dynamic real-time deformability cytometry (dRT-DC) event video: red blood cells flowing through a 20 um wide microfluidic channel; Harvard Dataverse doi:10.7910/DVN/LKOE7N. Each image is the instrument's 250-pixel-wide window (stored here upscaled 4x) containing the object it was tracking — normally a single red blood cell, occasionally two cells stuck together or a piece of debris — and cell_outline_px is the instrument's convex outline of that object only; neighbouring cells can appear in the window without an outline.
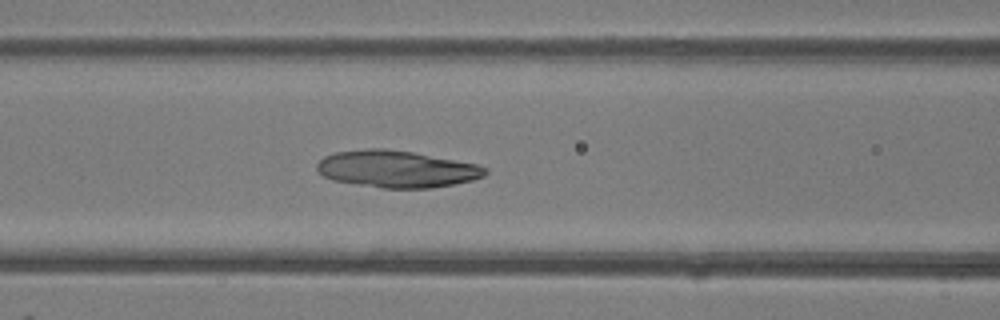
{"species": "common noctule bat (a hibernating species)", "species_latin": "Nyctalus noctula", "temperature_condition": "room temperature", "stored_images_in_passage": 39, "camera_frame_rate_fps": 3000, "um_per_image_px": 0.085, "animal": {"sex": "female"}, "frame": {"image": 1, "passage_image": 10, "time_ms": 3.0, "image_size_px": [1000, 320], "cell_outline_px": [[488, 172], [484, 176], [472, 180], [452, 184], [428, 188], [380, 188], [332, 180], [324, 176], [316, 168], [316, 164], [324, 156], [336, 152], [364, 148], [384, 148], [412, 152], [476, 164], [488, 168]], "centroid_in_image_um": [33.69, 14.36], "position_along_channel_um": 132.9, "area_um2": 36.13}}
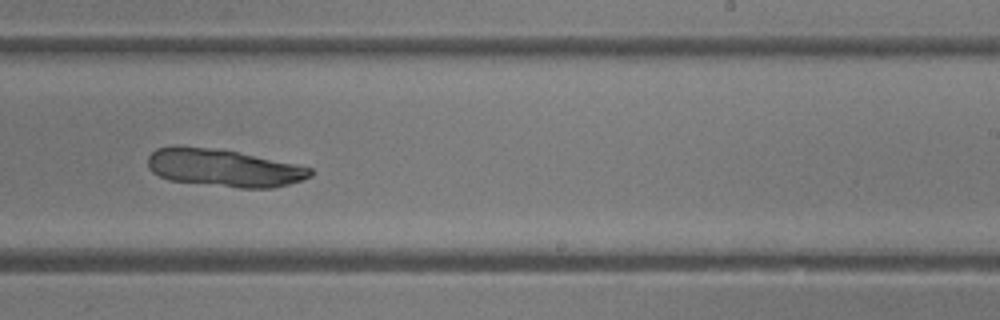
{"frame": {"image": 2, "passage_image": 20, "time_ms": 6.333, "image_size_px": [1000, 320], "cell_outline_px": [[312, 176], [288, 184], [272, 188], [240, 188], [168, 180], [152, 172], [148, 168], [148, 156], [156, 148], [172, 144], [208, 148], [236, 152], [312, 168]], "centroid_in_image_um": [18.93, 14.27], "position_along_channel_um": 270.1, "area_um2": 35.32}}
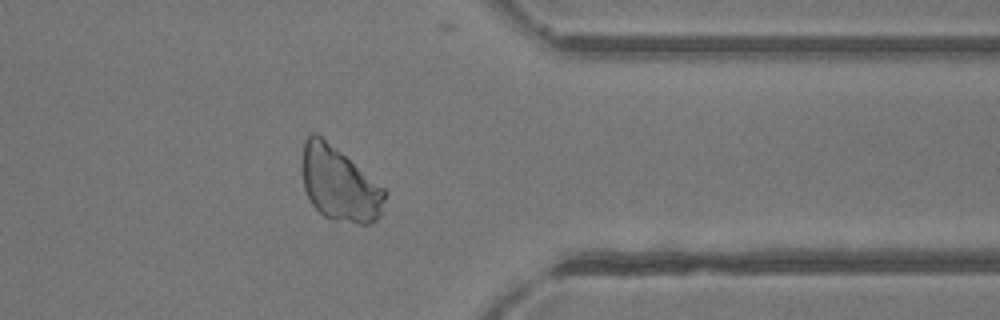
{"frame": {"image": 3, "passage_image": 29, "time_ms": 9.333, "image_size_px": [1000, 320], "cell_outline_px": [[388, 192], [380, 216], [372, 224], [360, 224], [332, 220], [324, 216], [312, 204], [304, 188], [304, 140], [312, 132], [316, 132], [384, 188]], "centroid_in_image_um": [28.89, 15.69], "position_along_channel_um": 382.5, "area_um2": 35.2}}